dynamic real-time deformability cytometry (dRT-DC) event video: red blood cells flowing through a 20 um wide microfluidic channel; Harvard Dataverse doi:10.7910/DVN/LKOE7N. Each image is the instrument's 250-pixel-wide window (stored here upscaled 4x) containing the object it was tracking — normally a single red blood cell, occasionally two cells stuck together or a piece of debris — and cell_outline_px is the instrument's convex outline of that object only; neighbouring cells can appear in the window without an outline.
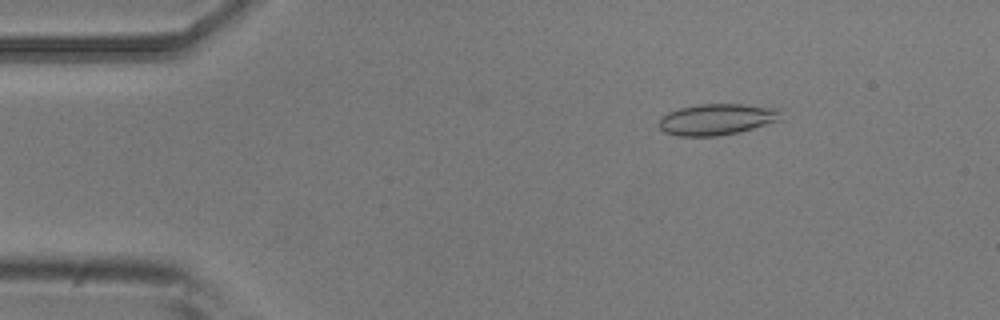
{"species": "common noctule bat (a hibernating species)", "species_latin": "Nyctalus noctula", "temperature_condition": "room temperature", "stored_images_in_passage": 6, "camera_frame_rate_fps": 3000, "um_per_image_px": 0.085, "animal": {"sex": "male", "body_mass_g": 20.5, "forearm_length_mm": 52.5}, "frame": {"image": 1, "passage_image": 3, "time_ms": 0.667, "image_size_px": [1000, 320], "cell_outline_px": [[784, 120], [740, 132], [716, 136], [676, 136], [664, 132], [660, 128], [660, 116], [668, 112], [680, 108], [700, 104], [740, 104], [784, 108]], "centroid_in_image_um": [61.05, 10.14], "position_along_channel_um": 23.9, "area_um2": 22.77}}